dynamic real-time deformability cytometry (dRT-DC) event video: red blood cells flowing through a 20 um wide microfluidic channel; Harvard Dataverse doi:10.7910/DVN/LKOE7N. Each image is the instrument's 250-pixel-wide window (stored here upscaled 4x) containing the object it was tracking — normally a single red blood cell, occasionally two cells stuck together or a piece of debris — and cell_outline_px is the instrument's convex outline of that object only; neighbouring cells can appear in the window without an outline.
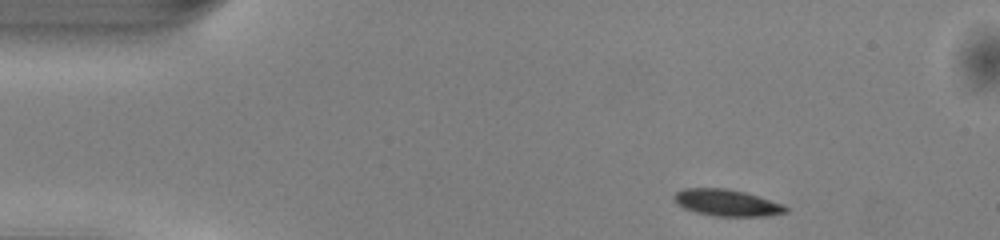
{"species": "common noctule bat (a hibernating species)", "species_latin": "Nyctalus noctula", "temperature_condition": "warm", "stored_images_in_passage": 45, "camera_frame_rate_fps": 3000, "um_per_image_px": 0.085, "animal": {"sex": "male", "body_mass_g": 13.0, "forearm_length_mm": 53.1}, "frame": {"image": 1, "passage_image": 1, "time_ms": 0.0, "image_size_px": [1000, 240], "cell_outline_px": [[788, 212], [764, 216], [712, 216], [696, 212], [684, 208], [672, 196], [676, 192], [684, 188], [724, 188], [748, 192], [780, 204], [788, 208]], "centroid_in_image_um": [61.78, 17.23], "position_along_channel_um": 23.2, "area_um2": 17.17}}
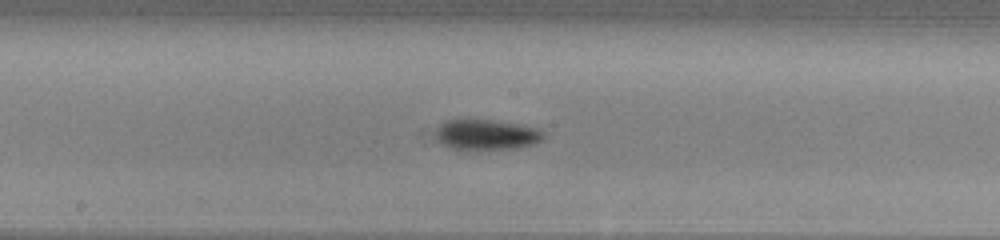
{"frame": {"image": 2, "passage_image": 20, "time_ms": 6.333, "image_size_px": [1000, 240], "cell_outline_px": [[544, 140], [532, 144], [516, 148], [476, 152], [448, 148], [440, 144], [436, 140], [436, 128], [444, 120], [496, 120], [524, 124], [536, 128], [544, 132]], "centroid_in_image_um": [41.32, 11.48], "position_along_channel_um": 206.9, "area_um2": 20.06}}
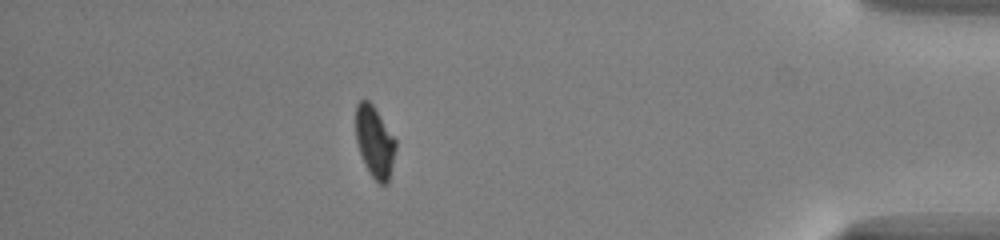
{"frame": {"image": 3, "passage_image": 38, "time_ms": 12.333, "image_size_px": [1000, 240], "cell_outline_px": [[396, 148], [388, 184], [380, 184], [368, 172], [364, 164], [356, 140], [356, 104], [360, 100], [368, 100], [372, 104], [396, 140]], "centroid_in_image_um": [31.84, 12.07], "position_along_channel_um": 403.4, "area_um2": 16.47}, "authors_computed_cell_mechanics": {"area_um2": 17.8602, "velocity_mm_per_s": 4.0828, "shape_relaxation_time_tau1_ms": 2.3558, "shape_relaxation_time_tau2_ms": null, "deformation_change_tau1": 0.1081, "deformation_change_tau2": null}}